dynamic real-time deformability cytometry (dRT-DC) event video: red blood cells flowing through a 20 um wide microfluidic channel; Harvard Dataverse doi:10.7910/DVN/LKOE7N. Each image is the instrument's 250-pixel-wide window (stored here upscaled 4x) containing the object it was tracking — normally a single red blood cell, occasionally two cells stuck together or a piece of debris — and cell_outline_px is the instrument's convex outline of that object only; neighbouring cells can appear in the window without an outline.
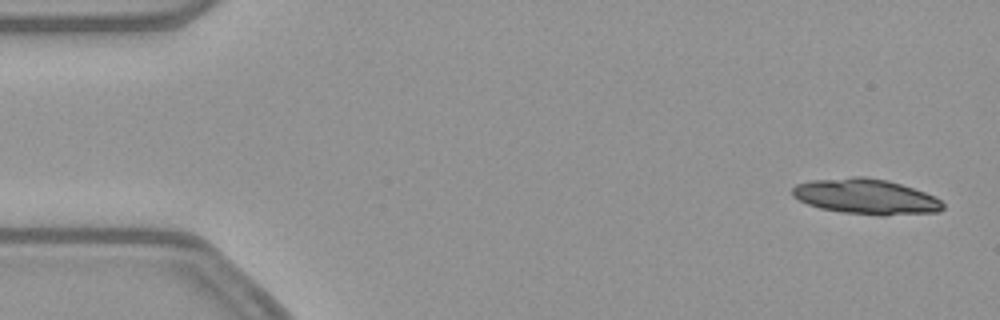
{"species": "common noctule bat (a hibernating species)", "species_latin": "Nyctalus noctula", "temperature_condition": "warm", "stored_images_in_passage": 23, "camera_frame_rate_fps": 3000, "um_per_image_px": 0.085, "animal": {"sex": "female", "body_mass_g": 21.9}, "frame": {"image": 1, "passage_image": 2, "time_ms": 0.333, "image_size_px": [1000, 320], "cell_outline_px": [[944, 208], [940, 212], [888, 216], [880, 216], [844, 212], [820, 208], [808, 204], [792, 196], [792, 188], [796, 184], [812, 180], [852, 176], [864, 176], [888, 180], [936, 196], [944, 204]], "centroid_in_image_um": [73.64, 16.71], "position_along_channel_um": 11.4, "area_um2": 31.27}}